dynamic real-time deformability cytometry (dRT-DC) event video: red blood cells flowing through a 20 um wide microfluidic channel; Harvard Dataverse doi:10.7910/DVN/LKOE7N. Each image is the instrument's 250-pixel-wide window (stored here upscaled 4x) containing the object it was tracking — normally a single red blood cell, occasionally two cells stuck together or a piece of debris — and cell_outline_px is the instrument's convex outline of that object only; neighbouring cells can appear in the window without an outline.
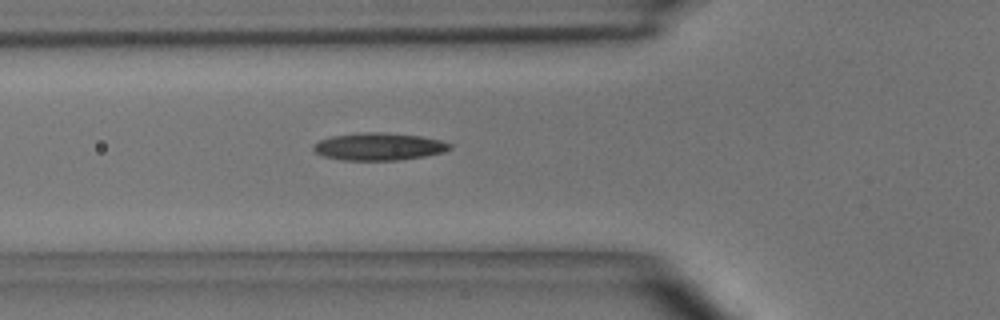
{"species": "common noctule bat (a hibernating species)", "species_latin": "Nyctalus noctula", "temperature_condition": "room temperature", "stored_images_in_passage": 25, "camera_frame_rate_fps": 3000, "um_per_image_px": 0.085, "animal": {"sex": "male", "body_mass_g": 15.6}, "frame": {"image": 1, "passage_image": 4, "time_ms": 1.0, "image_size_px": [1000, 320], "cell_outline_px": [[452, 148], [444, 152], [424, 156], [396, 160], [344, 160], [320, 156], [312, 148], [312, 144], [320, 140], [332, 136], [364, 132], [380, 132], [420, 136], [440, 140], [452, 144]], "centroid_in_image_um": [32.18, 12.46], "position_along_channel_um": 93.6, "area_um2": 21.79}}
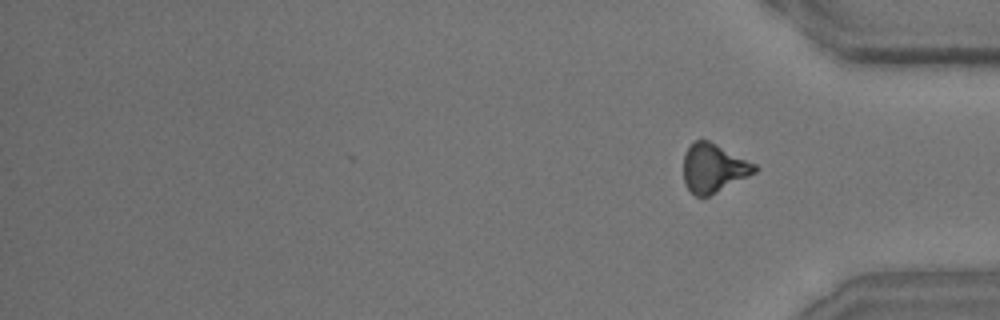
{"frame": {"image": 2, "passage_image": 25, "time_ms": 8.0, "image_size_px": [1000, 320], "cell_outline_px": [[760, 168], [756, 172], [708, 196], [696, 196], [684, 184], [684, 156], [688, 148], [696, 140], [708, 140], [756, 164]], "centroid_in_image_um": [60.66, 14.28], "position_along_channel_um": 374.5, "area_um2": 19.83}, "authors_computed_cell_mechanics": {"area_um2": 20.7502, "velocity_mm_per_s": 4.0653, "shape_relaxation_time_tau1_ms": 5.3061, "shape_relaxation_time_tau2_ms": 2.3905, "deformation_change_tau1": 0.1675, "deformation_change_tau2": 0.1177}}